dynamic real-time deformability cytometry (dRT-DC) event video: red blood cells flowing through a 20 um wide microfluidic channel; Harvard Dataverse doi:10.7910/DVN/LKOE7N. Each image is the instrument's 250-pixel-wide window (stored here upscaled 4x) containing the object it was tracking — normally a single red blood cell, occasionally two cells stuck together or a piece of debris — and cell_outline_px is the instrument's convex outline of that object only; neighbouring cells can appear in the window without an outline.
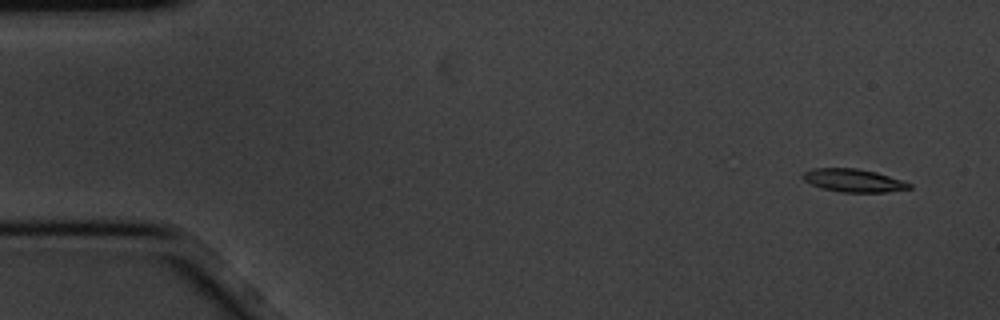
{"species": "common noctule bat (a hibernating species)", "species_latin": "Nyctalus noctula", "temperature_condition": "cold", "stored_images_in_passage": 5, "camera_frame_rate_fps": 3000, "um_per_image_px": 0.085, "animal": {"sex": "male", "body_mass_g": 20.1, "forearm_length_mm": 53.5}, "frame": {"image": 1, "passage_image": 1, "time_ms": 0.0, "image_size_px": [1000, 320], "cell_outline_px": [[912, 188], [884, 192], [840, 192], [820, 188], [804, 180], [800, 176], [804, 172], [812, 168], [856, 168], [876, 172], [912, 184]], "centroid_in_image_um": [72.5, 15.34], "position_along_channel_um": 12.5, "area_um2": 14.22}}
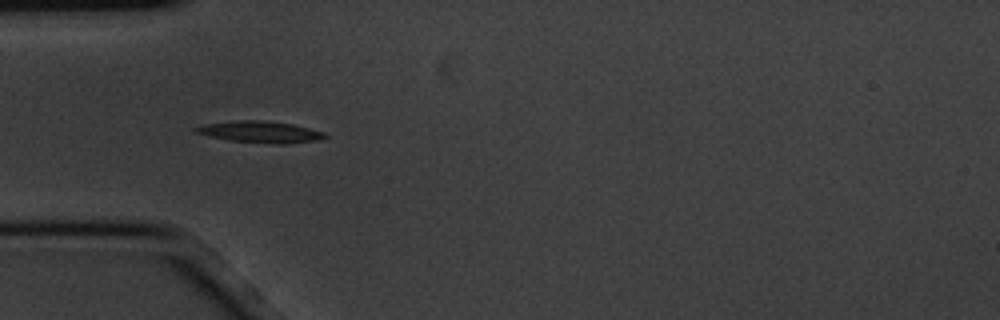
{"frame": {"image": 2, "passage_image": 5, "time_ms": 1.333, "image_size_px": [1000, 320], "cell_outline_px": [[328, 136], [316, 140], [280, 144], [276, 144], [232, 140], [212, 136], [196, 132], [192, 128], [204, 124], [240, 120], [260, 120], [292, 124], [324, 132]], "centroid_in_image_um": [22.12, 11.2], "position_along_channel_um": 62.9, "area_um2": 15.72}}